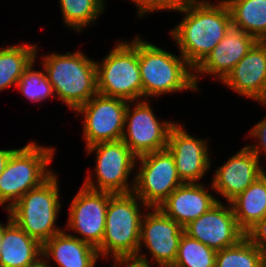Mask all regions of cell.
<instances>
[{
	"instance_id": "cell-1",
	"label": "cell",
	"mask_w": 266,
	"mask_h": 267,
	"mask_svg": "<svg viewBox=\"0 0 266 267\" xmlns=\"http://www.w3.org/2000/svg\"><path fill=\"white\" fill-rule=\"evenodd\" d=\"M176 12L185 15L169 33L181 55L195 69L232 26L230 11L224 0H194Z\"/></svg>"
},
{
	"instance_id": "cell-2",
	"label": "cell",
	"mask_w": 266,
	"mask_h": 267,
	"mask_svg": "<svg viewBox=\"0 0 266 267\" xmlns=\"http://www.w3.org/2000/svg\"><path fill=\"white\" fill-rule=\"evenodd\" d=\"M42 56L41 65L55 96L73 112L98 93L96 61L82 51Z\"/></svg>"
},
{
	"instance_id": "cell-3",
	"label": "cell",
	"mask_w": 266,
	"mask_h": 267,
	"mask_svg": "<svg viewBox=\"0 0 266 267\" xmlns=\"http://www.w3.org/2000/svg\"><path fill=\"white\" fill-rule=\"evenodd\" d=\"M139 67L144 99L198 90L194 81V69L181 54L177 56L140 37Z\"/></svg>"
},
{
	"instance_id": "cell-4",
	"label": "cell",
	"mask_w": 266,
	"mask_h": 267,
	"mask_svg": "<svg viewBox=\"0 0 266 267\" xmlns=\"http://www.w3.org/2000/svg\"><path fill=\"white\" fill-rule=\"evenodd\" d=\"M36 141L16 148L0 175V206L10 209L25 193L39 187L54 172L49 167L55 149Z\"/></svg>"
},
{
	"instance_id": "cell-5",
	"label": "cell",
	"mask_w": 266,
	"mask_h": 267,
	"mask_svg": "<svg viewBox=\"0 0 266 267\" xmlns=\"http://www.w3.org/2000/svg\"><path fill=\"white\" fill-rule=\"evenodd\" d=\"M143 209L149 208L133 192L113 194L110 197L105 234L97 247L100 259L108 256L113 258L137 256Z\"/></svg>"
},
{
	"instance_id": "cell-6",
	"label": "cell",
	"mask_w": 266,
	"mask_h": 267,
	"mask_svg": "<svg viewBox=\"0 0 266 267\" xmlns=\"http://www.w3.org/2000/svg\"><path fill=\"white\" fill-rule=\"evenodd\" d=\"M59 188V178L53 173L7 210L10 218L41 244L64 230L56 225L62 202Z\"/></svg>"
},
{
	"instance_id": "cell-7",
	"label": "cell",
	"mask_w": 266,
	"mask_h": 267,
	"mask_svg": "<svg viewBox=\"0 0 266 267\" xmlns=\"http://www.w3.org/2000/svg\"><path fill=\"white\" fill-rule=\"evenodd\" d=\"M96 68L99 94L129 102L143 99L138 35L131 41L120 40L101 62L96 61Z\"/></svg>"
},
{
	"instance_id": "cell-8",
	"label": "cell",
	"mask_w": 266,
	"mask_h": 267,
	"mask_svg": "<svg viewBox=\"0 0 266 267\" xmlns=\"http://www.w3.org/2000/svg\"><path fill=\"white\" fill-rule=\"evenodd\" d=\"M92 152L96 153L95 173H93L96 175L94 176L96 181L89 173L82 184L84 187L112 194L133 192L135 175L131 182L128 180H130V174L137 168V156L122 140L101 142L86 147L87 154Z\"/></svg>"
},
{
	"instance_id": "cell-9",
	"label": "cell",
	"mask_w": 266,
	"mask_h": 267,
	"mask_svg": "<svg viewBox=\"0 0 266 267\" xmlns=\"http://www.w3.org/2000/svg\"><path fill=\"white\" fill-rule=\"evenodd\" d=\"M140 163L135 174L133 193L148 207L158 208L168 196L183 184L170 151L163 150L137 157Z\"/></svg>"
},
{
	"instance_id": "cell-10",
	"label": "cell",
	"mask_w": 266,
	"mask_h": 267,
	"mask_svg": "<svg viewBox=\"0 0 266 267\" xmlns=\"http://www.w3.org/2000/svg\"><path fill=\"white\" fill-rule=\"evenodd\" d=\"M127 100L97 93L75 113L82 115V134L89 147L101 142L122 140L125 127Z\"/></svg>"
},
{
	"instance_id": "cell-11",
	"label": "cell",
	"mask_w": 266,
	"mask_h": 267,
	"mask_svg": "<svg viewBox=\"0 0 266 267\" xmlns=\"http://www.w3.org/2000/svg\"><path fill=\"white\" fill-rule=\"evenodd\" d=\"M149 103L142 99L127 105L122 141L137 157L165 149L169 131L175 124L171 120H158Z\"/></svg>"
},
{
	"instance_id": "cell-12",
	"label": "cell",
	"mask_w": 266,
	"mask_h": 267,
	"mask_svg": "<svg viewBox=\"0 0 266 267\" xmlns=\"http://www.w3.org/2000/svg\"><path fill=\"white\" fill-rule=\"evenodd\" d=\"M112 195L81 186L71 200L65 231H74L79 235L69 234L97 248L105 234L106 212Z\"/></svg>"
},
{
	"instance_id": "cell-13",
	"label": "cell",
	"mask_w": 266,
	"mask_h": 267,
	"mask_svg": "<svg viewBox=\"0 0 266 267\" xmlns=\"http://www.w3.org/2000/svg\"><path fill=\"white\" fill-rule=\"evenodd\" d=\"M148 211H144L141 220L138 253H141L143 245L157 267H171L176 260L184 228L159 208H149Z\"/></svg>"
},
{
	"instance_id": "cell-14",
	"label": "cell",
	"mask_w": 266,
	"mask_h": 267,
	"mask_svg": "<svg viewBox=\"0 0 266 267\" xmlns=\"http://www.w3.org/2000/svg\"><path fill=\"white\" fill-rule=\"evenodd\" d=\"M207 141L190 135L183 124L176 122L171 127L166 148L174 158L177 174L183 183H199L209 173L212 160Z\"/></svg>"
},
{
	"instance_id": "cell-15",
	"label": "cell",
	"mask_w": 266,
	"mask_h": 267,
	"mask_svg": "<svg viewBox=\"0 0 266 267\" xmlns=\"http://www.w3.org/2000/svg\"><path fill=\"white\" fill-rule=\"evenodd\" d=\"M184 233L216 251L234 246L245 237L230 202L225 205L221 201L186 225Z\"/></svg>"
},
{
	"instance_id": "cell-16",
	"label": "cell",
	"mask_w": 266,
	"mask_h": 267,
	"mask_svg": "<svg viewBox=\"0 0 266 267\" xmlns=\"http://www.w3.org/2000/svg\"><path fill=\"white\" fill-rule=\"evenodd\" d=\"M259 160L247 146L242 147L217 167L210 188L225 198L226 203L230 202L264 173L265 169Z\"/></svg>"
},
{
	"instance_id": "cell-17",
	"label": "cell",
	"mask_w": 266,
	"mask_h": 267,
	"mask_svg": "<svg viewBox=\"0 0 266 267\" xmlns=\"http://www.w3.org/2000/svg\"><path fill=\"white\" fill-rule=\"evenodd\" d=\"M256 42L253 36L231 26L224 38L194 69V81L198 91V81L202 75H213L214 79L222 82Z\"/></svg>"
},
{
	"instance_id": "cell-18",
	"label": "cell",
	"mask_w": 266,
	"mask_h": 267,
	"mask_svg": "<svg viewBox=\"0 0 266 267\" xmlns=\"http://www.w3.org/2000/svg\"><path fill=\"white\" fill-rule=\"evenodd\" d=\"M238 95L266 105V41H257L222 81Z\"/></svg>"
},
{
	"instance_id": "cell-19",
	"label": "cell",
	"mask_w": 266,
	"mask_h": 267,
	"mask_svg": "<svg viewBox=\"0 0 266 267\" xmlns=\"http://www.w3.org/2000/svg\"><path fill=\"white\" fill-rule=\"evenodd\" d=\"M205 186L202 183H183L158 208L184 228L220 201Z\"/></svg>"
},
{
	"instance_id": "cell-20",
	"label": "cell",
	"mask_w": 266,
	"mask_h": 267,
	"mask_svg": "<svg viewBox=\"0 0 266 267\" xmlns=\"http://www.w3.org/2000/svg\"><path fill=\"white\" fill-rule=\"evenodd\" d=\"M42 256L59 267H95L97 248L63 230L42 244Z\"/></svg>"
},
{
	"instance_id": "cell-21",
	"label": "cell",
	"mask_w": 266,
	"mask_h": 267,
	"mask_svg": "<svg viewBox=\"0 0 266 267\" xmlns=\"http://www.w3.org/2000/svg\"><path fill=\"white\" fill-rule=\"evenodd\" d=\"M1 231V267H28L42 256V244L29 236L8 215Z\"/></svg>"
},
{
	"instance_id": "cell-22",
	"label": "cell",
	"mask_w": 266,
	"mask_h": 267,
	"mask_svg": "<svg viewBox=\"0 0 266 267\" xmlns=\"http://www.w3.org/2000/svg\"><path fill=\"white\" fill-rule=\"evenodd\" d=\"M239 228L246 233L266 216V171L230 201Z\"/></svg>"
},
{
	"instance_id": "cell-23",
	"label": "cell",
	"mask_w": 266,
	"mask_h": 267,
	"mask_svg": "<svg viewBox=\"0 0 266 267\" xmlns=\"http://www.w3.org/2000/svg\"><path fill=\"white\" fill-rule=\"evenodd\" d=\"M229 8L232 26L266 41V0H224Z\"/></svg>"
},
{
	"instance_id": "cell-24",
	"label": "cell",
	"mask_w": 266,
	"mask_h": 267,
	"mask_svg": "<svg viewBox=\"0 0 266 267\" xmlns=\"http://www.w3.org/2000/svg\"><path fill=\"white\" fill-rule=\"evenodd\" d=\"M37 44H17L0 49V92L17 83L25 69L38 57Z\"/></svg>"
},
{
	"instance_id": "cell-25",
	"label": "cell",
	"mask_w": 266,
	"mask_h": 267,
	"mask_svg": "<svg viewBox=\"0 0 266 267\" xmlns=\"http://www.w3.org/2000/svg\"><path fill=\"white\" fill-rule=\"evenodd\" d=\"M106 0H59L64 26L81 32L105 11ZM84 28V29H83Z\"/></svg>"
},
{
	"instance_id": "cell-26",
	"label": "cell",
	"mask_w": 266,
	"mask_h": 267,
	"mask_svg": "<svg viewBox=\"0 0 266 267\" xmlns=\"http://www.w3.org/2000/svg\"><path fill=\"white\" fill-rule=\"evenodd\" d=\"M215 267H266V251L244 237L236 245L216 252Z\"/></svg>"
},
{
	"instance_id": "cell-27",
	"label": "cell",
	"mask_w": 266,
	"mask_h": 267,
	"mask_svg": "<svg viewBox=\"0 0 266 267\" xmlns=\"http://www.w3.org/2000/svg\"><path fill=\"white\" fill-rule=\"evenodd\" d=\"M216 250L183 233L171 267H215Z\"/></svg>"
},
{
	"instance_id": "cell-28",
	"label": "cell",
	"mask_w": 266,
	"mask_h": 267,
	"mask_svg": "<svg viewBox=\"0 0 266 267\" xmlns=\"http://www.w3.org/2000/svg\"><path fill=\"white\" fill-rule=\"evenodd\" d=\"M36 59L25 69L20 77L16 88L20 90L26 99L36 103L55 97L53 86L48 81V77L43 68L42 71L34 70Z\"/></svg>"
},
{
	"instance_id": "cell-29",
	"label": "cell",
	"mask_w": 266,
	"mask_h": 267,
	"mask_svg": "<svg viewBox=\"0 0 266 267\" xmlns=\"http://www.w3.org/2000/svg\"><path fill=\"white\" fill-rule=\"evenodd\" d=\"M248 135L251 138L254 137L258 141V143L257 144H253V145L249 144V145H247V147L254 154H256L259 159H260V156L262 155V153L266 157V117H264L259 122H257L253 126V128H251L249 130Z\"/></svg>"
},
{
	"instance_id": "cell-30",
	"label": "cell",
	"mask_w": 266,
	"mask_h": 267,
	"mask_svg": "<svg viewBox=\"0 0 266 267\" xmlns=\"http://www.w3.org/2000/svg\"><path fill=\"white\" fill-rule=\"evenodd\" d=\"M245 237L255 246L266 251V216L246 233Z\"/></svg>"
},
{
	"instance_id": "cell-31",
	"label": "cell",
	"mask_w": 266,
	"mask_h": 267,
	"mask_svg": "<svg viewBox=\"0 0 266 267\" xmlns=\"http://www.w3.org/2000/svg\"><path fill=\"white\" fill-rule=\"evenodd\" d=\"M148 259L142 252L137 253L136 257L113 258L114 264L111 267H150L152 264Z\"/></svg>"
},
{
	"instance_id": "cell-32",
	"label": "cell",
	"mask_w": 266,
	"mask_h": 267,
	"mask_svg": "<svg viewBox=\"0 0 266 267\" xmlns=\"http://www.w3.org/2000/svg\"><path fill=\"white\" fill-rule=\"evenodd\" d=\"M135 4L138 17H144L148 13L159 11V0H130Z\"/></svg>"
},
{
	"instance_id": "cell-33",
	"label": "cell",
	"mask_w": 266,
	"mask_h": 267,
	"mask_svg": "<svg viewBox=\"0 0 266 267\" xmlns=\"http://www.w3.org/2000/svg\"><path fill=\"white\" fill-rule=\"evenodd\" d=\"M192 1L194 0H159V11L168 10L174 12L186 7Z\"/></svg>"
},
{
	"instance_id": "cell-34",
	"label": "cell",
	"mask_w": 266,
	"mask_h": 267,
	"mask_svg": "<svg viewBox=\"0 0 266 267\" xmlns=\"http://www.w3.org/2000/svg\"><path fill=\"white\" fill-rule=\"evenodd\" d=\"M15 149H0V175L4 171L11 153Z\"/></svg>"
},
{
	"instance_id": "cell-35",
	"label": "cell",
	"mask_w": 266,
	"mask_h": 267,
	"mask_svg": "<svg viewBox=\"0 0 266 267\" xmlns=\"http://www.w3.org/2000/svg\"><path fill=\"white\" fill-rule=\"evenodd\" d=\"M48 263L49 262L46 261V259L43 256H41L36 262L32 263L28 267H51L50 264Z\"/></svg>"
},
{
	"instance_id": "cell-36",
	"label": "cell",
	"mask_w": 266,
	"mask_h": 267,
	"mask_svg": "<svg viewBox=\"0 0 266 267\" xmlns=\"http://www.w3.org/2000/svg\"><path fill=\"white\" fill-rule=\"evenodd\" d=\"M2 227H3V223H0V252H1V245H2V242H1V231H2Z\"/></svg>"
}]
</instances>
